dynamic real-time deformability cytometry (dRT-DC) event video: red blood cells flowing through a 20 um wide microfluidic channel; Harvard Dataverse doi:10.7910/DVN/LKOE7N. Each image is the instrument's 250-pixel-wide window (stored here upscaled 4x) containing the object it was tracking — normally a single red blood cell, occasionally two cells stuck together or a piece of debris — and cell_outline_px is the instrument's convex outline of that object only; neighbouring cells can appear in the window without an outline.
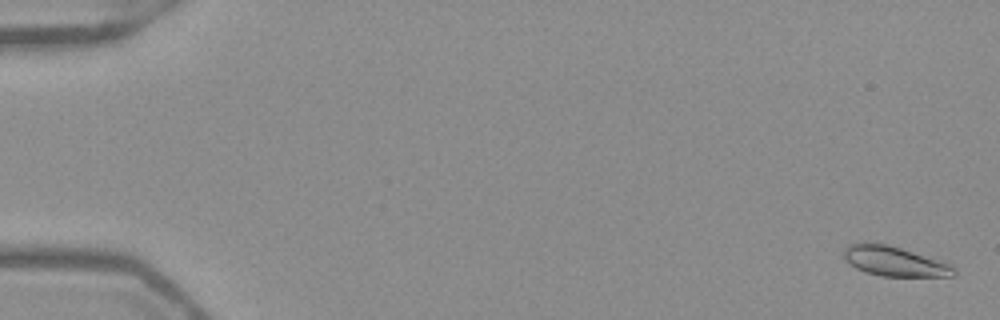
{"species": "Egyptian fruit bat (a non-hibernating species)", "species_latin": "Rousettus aegyptiacus", "temperature_condition": "warm", "stored_images_in_passage": 53, "camera_frame_rate_fps": 3000, "um_per_image_px": 0.085, "frame": {"image": 1, "passage_image": 2, "time_ms": 0.333, "image_size_px": [1000, 320], "cell_outline_px": [[956, 272], [952, 276], [880, 276], [856, 268], [848, 264], [844, 260], [844, 248], [848, 244], [888, 244], [952, 264], [956, 268]], "centroid_in_image_um": [76.04, 22.22], "position_along_channel_um": 9.0, "area_um2": 18.84}}
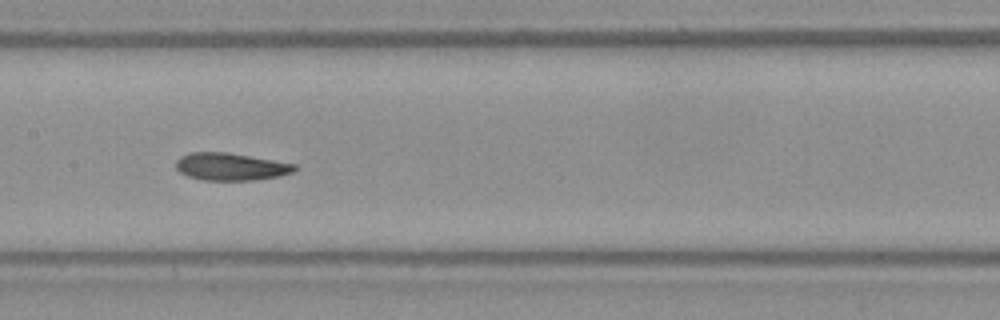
{"frame": {"image": 2, "passage_image": 28, "time_ms": 9.0, "image_size_px": [1000, 320], "cell_outline_px": [[300, 168], [292, 172], [280, 176], [252, 180], [204, 180], [188, 176], [180, 172], [176, 168], [176, 160], [180, 156], [188, 152], [228, 152], [296, 164]], "centroid_in_image_um": [19.62, 14.16], "position_along_channel_um": 187.8, "area_um2": 19.07}}
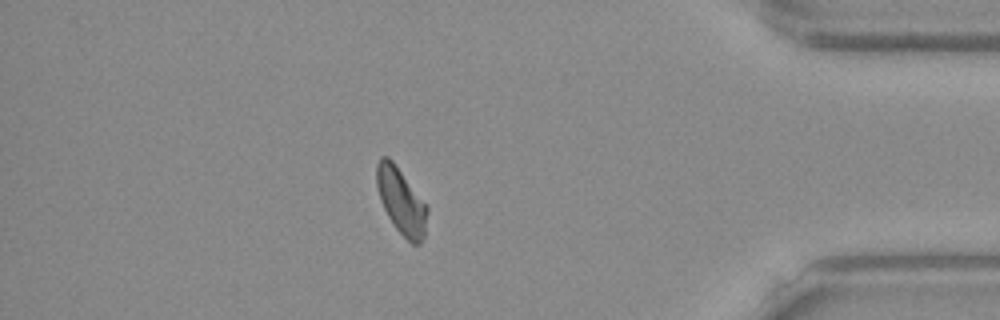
{"frame": {"image": 3, "passage_image": 47, "time_ms": 15.333, "image_size_px": [1000, 320], "cell_outline_px": [[428, 212], [424, 236], [420, 244], [412, 244], [396, 228], [388, 216], [380, 200], [376, 184], [376, 164], [380, 156], [388, 156], [392, 160], [428, 208]], "centroid_in_image_um": [34.08, 17.09], "position_along_channel_um": 401.1, "area_um2": 19.13}, "authors_computed_cell_mechanics": {"area_um2": 19.1896, "velocity_mm_per_s": 3.9233, "shape_relaxation_time_tau1_ms": null, "shape_relaxation_time_tau2_ms": 2.0678, "deformation_change_tau1": null, "deformation_change_tau2": 0.072}}